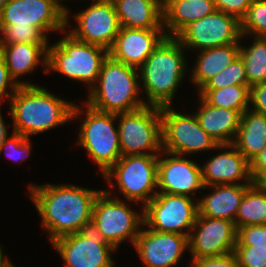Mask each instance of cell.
Listing matches in <instances>:
<instances>
[{
	"instance_id": "cell-1",
	"label": "cell",
	"mask_w": 266,
	"mask_h": 267,
	"mask_svg": "<svg viewBox=\"0 0 266 267\" xmlns=\"http://www.w3.org/2000/svg\"><path fill=\"white\" fill-rule=\"evenodd\" d=\"M30 201L41 217V226L50 242L61 236L77 233L92 220L94 201L101 190L87 189L71 183L29 184Z\"/></svg>"
},
{
	"instance_id": "cell-2",
	"label": "cell",
	"mask_w": 266,
	"mask_h": 267,
	"mask_svg": "<svg viewBox=\"0 0 266 267\" xmlns=\"http://www.w3.org/2000/svg\"><path fill=\"white\" fill-rule=\"evenodd\" d=\"M9 102L12 132L28 138L71 122L75 104L38 85L20 86Z\"/></svg>"
},
{
	"instance_id": "cell-3",
	"label": "cell",
	"mask_w": 266,
	"mask_h": 267,
	"mask_svg": "<svg viewBox=\"0 0 266 267\" xmlns=\"http://www.w3.org/2000/svg\"><path fill=\"white\" fill-rule=\"evenodd\" d=\"M185 50L176 37H166L138 68L148 106L173 105L177 89L186 78Z\"/></svg>"
},
{
	"instance_id": "cell-4",
	"label": "cell",
	"mask_w": 266,
	"mask_h": 267,
	"mask_svg": "<svg viewBox=\"0 0 266 267\" xmlns=\"http://www.w3.org/2000/svg\"><path fill=\"white\" fill-rule=\"evenodd\" d=\"M141 92L138 69L115 61L108 55L84 103L101 112H131L147 105L146 100L140 97Z\"/></svg>"
},
{
	"instance_id": "cell-5",
	"label": "cell",
	"mask_w": 266,
	"mask_h": 267,
	"mask_svg": "<svg viewBox=\"0 0 266 267\" xmlns=\"http://www.w3.org/2000/svg\"><path fill=\"white\" fill-rule=\"evenodd\" d=\"M85 108L74 104L72 111V120L84 116L80 124L77 144L88 153L104 175L122 156L118 126L117 114L101 112L90 107L85 103ZM84 114V115H83Z\"/></svg>"
},
{
	"instance_id": "cell-6",
	"label": "cell",
	"mask_w": 266,
	"mask_h": 267,
	"mask_svg": "<svg viewBox=\"0 0 266 267\" xmlns=\"http://www.w3.org/2000/svg\"><path fill=\"white\" fill-rule=\"evenodd\" d=\"M64 36L48 46L47 73L58 72L89 87L96 84L108 50L96 44H89L74 38L65 30Z\"/></svg>"
},
{
	"instance_id": "cell-7",
	"label": "cell",
	"mask_w": 266,
	"mask_h": 267,
	"mask_svg": "<svg viewBox=\"0 0 266 267\" xmlns=\"http://www.w3.org/2000/svg\"><path fill=\"white\" fill-rule=\"evenodd\" d=\"M158 156L126 155L102 176L110 187L118 186L128 202L140 203L141 208L158 193ZM114 178L116 185H114Z\"/></svg>"
},
{
	"instance_id": "cell-8",
	"label": "cell",
	"mask_w": 266,
	"mask_h": 267,
	"mask_svg": "<svg viewBox=\"0 0 266 267\" xmlns=\"http://www.w3.org/2000/svg\"><path fill=\"white\" fill-rule=\"evenodd\" d=\"M112 193L107 189L99 192L93 204L92 220L105 242L118 250L125 240L134 245L144 224L143 209L135 212L115 192L112 197Z\"/></svg>"
},
{
	"instance_id": "cell-9",
	"label": "cell",
	"mask_w": 266,
	"mask_h": 267,
	"mask_svg": "<svg viewBox=\"0 0 266 267\" xmlns=\"http://www.w3.org/2000/svg\"><path fill=\"white\" fill-rule=\"evenodd\" d=\"M119 145L122 156L159 155L162 151L161 108L144 106L117 113Z\"/></svg>"
},
{
	"instance_id": "cell-10",
	"label": "cell",
	"mask_w": 266,
	"mask_h": 267,
	"mask_svg": "<svg viewBox=\"0 0 266 267\" xmlns=\"http://www.w3.org/2000/svg\"><path fill=\"white\" fill-rule=\"evenodd\" d=\"M64 261V267H115L112 252L116 249L105 242L93 220L77 233H71L51 242Z\"/></svg>"
},
{
	"instance_id": "cell-11",
	"label": "cell",
	"mask_w": 266,
	"mask_h": 267,
	"mask_svg": "<svg viewBox=\"0 0 266 267\" xmlns=\"http://www.w3.org/2000/svg\"><path fill=\"white\" fill-rule=\"evenodd\" d=\"M162 148L176 155L204 151L217 152L218 143L199 125L194 113L177 112L175 107H161Z\"/></svg>"
},
{
	"instance_id": "cell-12",
	"label": "cell",
	"mask_w": 266,
	"mask_h": 267,
	"mask_svg": "<svg viewBox=\"0 0 266 267\" xmlns=\"http://www.w3.org/2000/svg\"><path fill=\"white\" fill-rule=\"evenodd\" d=\"M198 215V200L192 197L157 193L143 207L144 225L158 232L189 236Z\"/></svg>"
},
{
	"instance_id": "cell-13",
	"label": "cell",
	"mask_w": 266,
	"mask_h": 267,
	"mask_svg": "<svg viewBox=\"0 0 266 267\" xmlns=\"http://www.w3.org/2000/svg\"><path fill=\"white\" fill-rule=\"evenodd\" d=\"M62 1L64 0H11L0 10V25H32L47 37L51 31L62 33L71 26V11L62 5Z\"/></svg>"
},
{
	"instance_id": "cell-14",
	"label": "cell",
	"mask_w": 266,
	"mask_h": 267,
	"mask_svg": "<svg viewBox=\"0 0 266 267\" xmlns=\"http://www.w3.org/2000/svg\"><path fill=\"white\" fill-rule=\"evenodd\" d=\"M241 22L234 15L216 10L185 27L176 38L186 50L201 51L217 46L239 43Z\"/></svg>"
},
{
	"instance_id": "cell-15",
	"label": "cell",
	"mask_w": 266,
	"mask_h": 267,
	"mask_svg": "<svg viewBox=\"0 0 266 267\" xmlns=\"http://www.w3.org/2000/svg\"><path fill=\"white\" fill-rule=\"evenodd\" d=\"M236 242L234 222L199 214L188 237L191 258L219 257L232 253Z\"/></svg>"
},
{
	"instance_id": "cell-16",
	"label": "cell",
	"mask_w": 266,
	"mask_h": 267,
	"mask_svg": "<svg viewBox=\"0 0 266 267\" xmlns=\"http://www.w3.org/2000/svg\"><path fill=\"white\" fill-rule=\"evenodd\" d=\"M73 16L77 26L67 32L74 38L107 50L112 47L121 29L113 3H91Z\"/></svg>"
},
{
	"instance_id": "cell-17",
	"label": "cell",
	"mask_w": 266,
	"mask_h": 267,
	"mask_svg": "<svg viewBox=\"0 0 266 267\" xmlns=\"http://www.w3.org/2000/svg\"><path fill=\"white\" fill-rule=\"evenodd\" d=\"M165 158H164V156ZM201 165L182 155L162 151L158 156V193L194 197L204 189Z\"/></svg>"
},
{
	"instance_id": "cell-18",
	"label": "cell",
	"mask_w": 266,
	"mask_h": 267,
	"mask_svg": "<svg viewBox=\"0 0 266 267\" xmlns=\"http://www.w3.org/2000/svg\"><path fill=\"white\" fill-rule=\"evenodd\" d=\"M143 227L133 246L145 267H174L180 263L185 250H189V236Z\"/></svg>"
},
{
	"instance_id": "cell-19",
	"label": "cell",
	"mask_w": 266,
	"mask_h": 267,
	"mask_svg": "<svg viewBox=\"0 0 266 267\" xmlns=\"http://www.w3.org/2000/svg\"><path fill=\"white\" fill-rule=\"evenodd\" d=\"M218 150L222 151L201 165L204 185H253L250 162L244 155L233 144L218 145Z\"/></svg>"
},
{
	"instance_id": "cell-20",
	"label": "cell",
	"mask_w": 266,
	"mask_h": 267,
	"mask_svg": "<svg viewBox=\"0 0 266 267\" xmlns=\"http://www.w3.org/2000/svg\"><path fill=\"white\" fill-rule=\"evenodd\" d=\"M166 37L164 29L121 27L108 55L115 61L138 69Z\"/></svg>"
},
{
	"instance_id": "cell-21",
	"label": "cell",
	"mask_w": 266,
	"mask_h": 267,
	"mask_svg": "<svg viewBox=\"0 0 266 267\" xmlns=\"http://www.w3.org/2000/svg\"><path fill=\"white\" fill-rule=\"evenodd\" d=\"M49 43H17L0 45V55L6 62L11 77L17 84L36 85L31 82L21 81V77L31 74L42 65L43 72L47 73ZM20 78V79H19ZM19 79V80H18Z\"/></svg>"
},
{
	"instance_id": "cell-22",
	"label": "cell",
	"mask_w": 266,
	"mask_h": 267,
	"mask_svg": "<svg viewBox=\"0 0 266 267\" xmlns=\"http://www.w3.org/2000/svg\"><path fill=\"white\" fill-rule=\"evenodd\" d=\"M252 185L220 184L205 186L211 193L198 198V214L214 219H225L234 222L245 192Z\"/></svg>"
},
{
	"instance_id": "cell-23",
	"label": "cell",
	"mask_w": 266,
	"mask_h": 267,
	"mask_svg": "<svg viewBox=\"0 0 266 267\" xmlns=\"http://www.w3.org/2000/svg\"><path fill=\"white\" fill-rule=\"evenodd\" d=\"M198 110L194 112L199 125L219 145L232 144L240 126L242 114L226 108L210 105L203 97L198 96Z\"/></svg>"
},
{
	"instance_id": "cell-24",
	"label": "cell",
	"mask_w": 266,
	"mask_h": 267,
	"mask_svg": "<svg viewBox=\"0 0 266 267\" xmlns=\"http://www.w3.org/2000/svg\"><path fill=\"white\" fill-rule=\"evenodd\" d=\"M239 43L217 46L198 51L195 64L191 68V83L199 90L208 80L216 76L240 56L241 36Z\"/></svg>"
},
{
	"instance_id": "cell-25",
	"label": "cell",
	"mask_w": 266,
	"mask_h": 267,
	"mask_svg": "<svg viewBox=\"0 0 266 267\" xmlns=\"http://www.w3.org/2000/svg\"><path fill=\"white\" fill-rule=\"evenodd\" d=\"M216 11L214 0H172L163 12L167 37H176L190 23Z\"/></svg>"
},
{
	"instance_id": "cell-26",
	"label": "cell",
	"mask_w": 266,
	"mask_h": 267,
	"mask_svg": "<svg viewBox=\"0 0 266 267\" xmlns=\"http://www.w3.org/2000/svg\"><path fill=\"white\" fill-rule=\"evenodd\" d=\"M121 27L164 29L162 8L154 0H114Z\"/></svg>"
},
{
	"instance_id": "cell-27",
	"label": "cell",
	"mask_w": 266,
	"mask_h": 267,
	"mask_svg": "<svg viewBox=\"0 0 266 267\" xmlns=\"http://www.w3.org/2000/svg\"><path fill=\"white\" fill-rule=\"evenodd\" d=\"M232 144L251 162L266 147V116L250 109L244 111Z\"/></svg>"
},
{
	"instance_id": "cell-28",
	"label": "cell",
	"mask_w": 266,
	"mask_h": 267,
	"mask_svg": "<svg viewBox=\"0 0 266 267\" xmlns=\"http://www.w3.org/2000/svg\"><path fill=\"white\" fill-rule=\"evenodd\" d=\"M210 105L239 111L241 114L249 109L250 87L248 85H231L218 90H198Z\"/></svg>"
},
{
	"instance_id": "cell-29",
	"label": "cell",
	"mask_w": 266,
	"mask_h": 267,
	"mask_svg": "<svg viewBox=\"0 0 266 267\" xmlns=\"http://www.w3.org/2000/svg\"><path fill=\"white\" fill-rule=\"evenodd\" d=\"M266 224V193L254 184L245 192L235 217V227Z\"/></svg>"
},
{
	"instance_id": "cell-30",
	"label": "cell",
	"mask_w": 266,
	"mask_h": 267,
	"mask_svg": "<svg viewBox=\"0 0 266 267\" xmlns=\"http://www.w3.org/2000/svg\"><path fill=\"white\" fill-rule=\"evenodd\" d=\"M252 45H240L248 86L266 82V37L253 38Z\"/></svg>"
},
{
	"instance_id": "cell-31",
	"label": "cell",
	"mask_w": 266,
	"mask_h": 267,
	"mask_svg": "<svg viewBox=\"0 0 266 267\" xmlns=\"http://www.w3.org/2000/svg\"><path fill=\"white\" fill-rule=\"evenodd\" d=\"M49 38L32 25H0V45L17 43H49Z\"/></svg>"
},
{
	"instance_id": "cell-32",
	"label": "cell",
	"mask_w": 266,
	"mask_h": 267,
	"mask_svg": "<svg viewBox=\"0 0 266 267\" xmlns=\"http://www.w3.org/2000/svg\"><path fill=\"white\" fill-rule=\"evenodd\" d=\"M231 85H248L245 65L241 56L208 80L199 90H218Z\"/></svg>"
},
{
	"instance_id": "cell-33",
	"label": "cell",
	"mask_w": 266,
	"mask_h": 267,
	"mask_svg": "<svg viewBox=\"0 0 266 267\" xmlns=\"http://www.w3.org/2000/svg\"><path fill=\"white\" fill-rule=\"evenodd\" d=\"M240 22L243 38L266 37V0H253Z\"/></svg>"
},
{
	"instance_id": "cell-34",
	"label": "cell",
	"mask_w": 266,
	"mask_h": 267,
	"mask_svg": "<svg viewBox=\"0 0 266 267\" xmlns=\"http://www.w3.org/2000/svg\"><path fill=\"white\" fill-rule=\"evenodd\" d=\"M31 139L28 137H24L18 133H11L10 138H8L3 142V145L0 150V155L6 152L8 158L13 161L19 163H23L25 159L30 157L31 154ZM4 151V152H3Z\"/></svg>"
},
{
	"instance_id": "cell-35",
	"label": "cell",
	"mask_w": 266,
	"mask_h": 267,
	"mask_svg": "<svg viewBox=\"0 0 266 267\" xmlns=\"http://www.w3.org/2000/svg\"><path fill=\"white\" fill-rule=\"evenodd\" d=\"M236 246L266 248V224L250 225L237 230Z\"/></svg>"
},
{
	"instance_id": "cell-36",
	"label": "cell",
	"mask_w": 266,
	"mask_h": 267,
	"mask_svg": "<svg viewBox=\"0 0 266 267\" xmlns=\"http://www.w3.org/2000/svg\"><path fill=\"white\" fill-rule=\"evenodd\" d=\"M239 267H266V248L235 246Z\"/></svg>"
},
{
	"instance_id": "cell-37",
	"label": "cell",
	"mask_w": 266,
	"mask_h": 267,
	"mask_svg": "<svg viewBox=\"0 0 266 267\" xmlns=\"http://www.w3.org/2000/svg\"><path fill=\"white\" fill-rule=\"evenodd\" d=\"M19 87L20 85L11 77L6 62L0 55V104H3L6 100L8 101V99L10 101Z\"/></svg>"
},
{
	"instance_id": "cell-38",
	"label": "cell",
	"mask_w": 266,
	"mask_h": 267,
	"mask_svg": "<svg viewBox=\"0 0 266 267\" xmlns=\"http://www.w3.org/2000/svg\"><path fill=\"white\" fill-rule=\"evenodd\" d=\"M191 267H239L234 252L219 257L191 258Z\"/></svg>"
},
{
	"instance_id": "cell-39",
	"label": "cell",
	"mask_w": 266,
	"mask_h": 267,
	"mask_svg": "<svg viewBox=\"0 0 266 267\" xmlns=\"http://www.w3.org/2000/svg\"><path fill=\"white\" fill-rule=\"evenodd\" d=\"M253 0H214L216 10L234 15L240 21L246 15Z\"/></svg>"
},
{
	"instance_id": "cell-40",
	"label": "cell",
	"mask_w": 266,
	"mask_h": 267,
	"mask_svg": "<svg viewBox=\"0 0 266 267\" xmlns=\"http://www.w3.org/2000/svg\"><path fill=\"white\" fill-rule=\"evenodd\" d=\"M249 109L266 116V82L250 87Z\"/></svg>"
},
{
	"instance_id": "cell-41",
	"label": "cell",
	"mask_w": 266,
	"mask_h": 267,
	"mask_svg": "<svg viewBox=\"0 0 266 267\" xmlns=\"http://www.w3.org/2000/svg\"><path fill=\"white\" fill-rule=\"evenodd\" d=\"M266 171V147L250 162V174L254 180L260 173Z\"/></svg>"
},
{
	"instance_id": "cell-42",
	"label": "cell",
	"mask_w": 266,
	"mask_h": 267,
	"mask_svg": "<svg viewBox=\"0 0 266 267\" xmlns=\"http://www.w3.org/2000/svg\"><path fill=\"white\" fill-rule=\"evenodd\" d=\"M1 108H0V150L1 147L3 145V142L8 138L9 134H8V129L7 127H10L11 125L8 124V126L6 125L4 119H3V114L1 113ZM1 157V156H0Z\"/></svg>"
},
{
	"instance_id": "cell-43",
	"label": "cell",
	"mask_w": 266,
	"mask_h": 267,
	"mask_svg": "<svg viewBox=\"0 0 266 267\" xmlns=\"http://www.w3.org/2000/svg\"><path fill=\"white\" fill-rule=\"evenodd\" d=\"M253 184L262 192L266 193V171L260 173L254 180Z\"/></svg>"
},
{
	"instance_id": "cell-44",
	"label": "cell",
	"mask_w": 266,
	"mask_h": 267,
	"mask_svg": "<svg viewBox=\"0 0 266 267\" xmlns=\"http://www.w3.org/2000/svg\"><path fill=\"white\" fill-rule=\"evenodd\" d=\"M2 245L0 244V267H9L12 262L3 254Z\"/></svg>"
},
{
	"instance_id": "cell-45",
	"label": "cell",
	"mask_w": 266,
	"mask_h": 267,
	"mask_svg": "<svg viewBox=\"0 0 266 267\" xmlns=\"http://www.w3.org/2000/svg\"><path fill=\"white\" fill-rule=\"evenodd\" d=\"M162 9L166 7L172 0H154Z\"/></svg>"
},
{
	"instance_id": "cell-46",
	"label": "cell",
	"mask_w": 266,
	"mask_h": 267,
	"mask_svg": "<svg viewBox=\"0 0 266 267\" xmlns=\"http://www.w3.org/2000/svg\"><path fill=\"white\" fill-rule=\"evenodd\" d=\"M91 1H92L91 3H113L114 0H91ZM66 2H67V0H66Z\"/></svg>"
},
{
	"instance_id": "cell-47",
	"label": "cell",
	"mask_w": 266,
	"mask_h": 267,
	"mask_svg": "<svg viewBox=\"0 0 266 267\" xmlns=\"http://www.w3.org/2000/svg\"><path fill=\"white\" fill-rule=\"evenodd\" d=\"M11 0H0V10L7 5Z\"/></svg>"
}]
</instances>
